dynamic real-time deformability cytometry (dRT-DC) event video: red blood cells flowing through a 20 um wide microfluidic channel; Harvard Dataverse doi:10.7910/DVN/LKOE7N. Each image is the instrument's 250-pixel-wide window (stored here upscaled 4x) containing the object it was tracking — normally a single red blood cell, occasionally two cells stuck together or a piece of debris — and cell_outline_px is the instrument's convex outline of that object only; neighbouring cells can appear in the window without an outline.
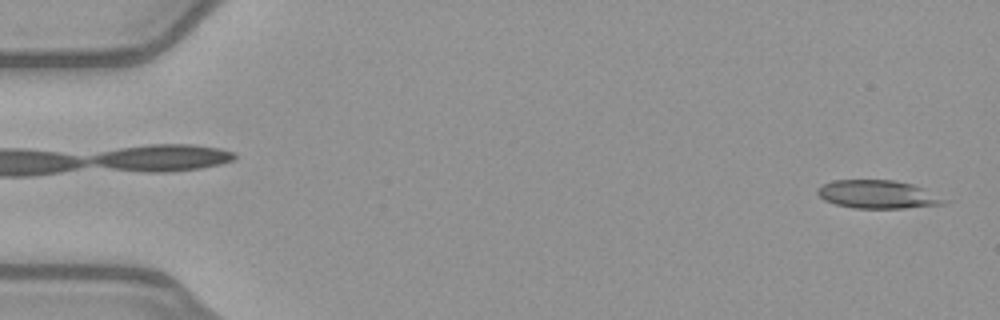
{"species": "common noctule bat (a hibernating species)", "species_latin": "Nyctalus noctula", "temperature_condition": "warm", "stored_images_in_passage": 10, "camera_frame_rate_fps": 3000, "um_per_image_px": 0.085, "animal": {"sex": "female", "body_mass_g": 21.9}, "frame": {"image": 1, "passage_image": 1, "time_ms": 0.0, "image_size_px": [1000, 320], "cell_outline_px": [[952, 200], [948, 204], [904, 208], [856, 208], [836, 204], [824, 200], [816, 192], [816, 188], [820, 184], [832, 180], [892, 180], [912, 184], [924, 188]], "centroid_in_image_um": [74.66, 16.52], "position_along_channel_um": 10.3, "area_um2": 21.21}}